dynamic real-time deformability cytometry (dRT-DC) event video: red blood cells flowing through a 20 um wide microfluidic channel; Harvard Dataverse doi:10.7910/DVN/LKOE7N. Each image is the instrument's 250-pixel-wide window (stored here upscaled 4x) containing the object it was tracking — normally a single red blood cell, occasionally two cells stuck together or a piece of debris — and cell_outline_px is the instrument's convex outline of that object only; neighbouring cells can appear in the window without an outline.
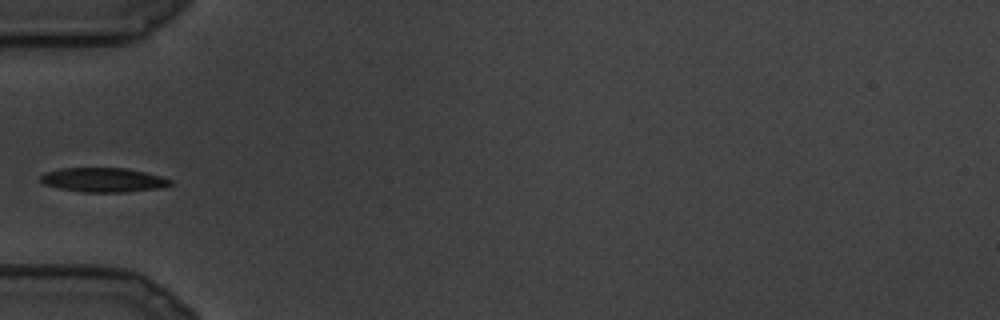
{"species": "common noctule bat (a hibernating species)", "species_latin": "Nyctalus noctula", "temperature_condition": "cold", "stored_images_in_passage": 14, "camera_frame_rate_fps": 3000, "um_per_image_px": 0.085, "animal": {"sex": "male", "body_mass_g": 19.5, "forearm_length_mm": 54.6}, "frame": {"image": 1, "passage_image": 1, "time_ms": 0.0, "image_size_px": [1000, 320], "cell_outline_px": [[172, 184], [160, 188], [124, 192], [80, 192], [60, 188], [44, 184], [40, 180], [40, 176], [44, 172], [60, 168], [128, 168], [160, 176], [172, 180]], "centroid_in_image_um": [8.76, 15.29], "position_along_channel_um": 76.2, "area_um2": 18.38}}
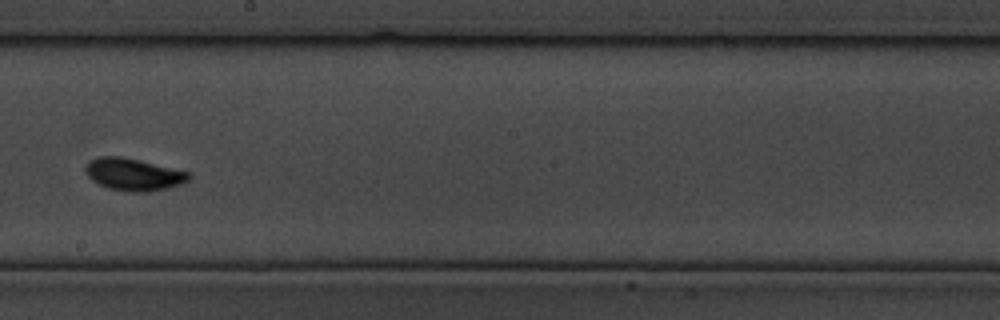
{"frame": {"image": 2, "passage_image": 7, "time_ms": 2.0, "image_size_px": [1000, 320], "cell_outline_px": [[192, 176], [188, 180], [180, 184], [148, 192], [128, 192], [108, 188], [92, 180], [84, 172], [84, 164], [88, 160], [96, 156], [120, 156], [188, 172]], "centroid_in_image_um": [11.26, 14.82], "position_along_channel_um": 236.9, "area_um2": 19.31}}
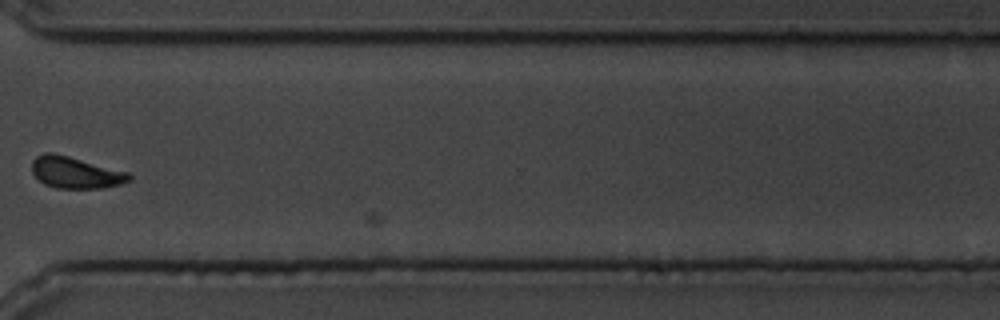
{"frame": {"image": 3, "passage_image": 12, "time_ms": 3.667, "image_size_px": [1000, 320], "cell_outline_px": [[132, 180], [120, 184], [104, 188], [56, 188], [44, 184], [32, 172], [32, 160], [36, 156], [44, 152], [52, 152], [68, 156], [128, 172], [132, 176]], "centroid_in_image_um": [6.42, 14.67], "position_along_channel_um": 364.2, "area_um2": 17.86}}